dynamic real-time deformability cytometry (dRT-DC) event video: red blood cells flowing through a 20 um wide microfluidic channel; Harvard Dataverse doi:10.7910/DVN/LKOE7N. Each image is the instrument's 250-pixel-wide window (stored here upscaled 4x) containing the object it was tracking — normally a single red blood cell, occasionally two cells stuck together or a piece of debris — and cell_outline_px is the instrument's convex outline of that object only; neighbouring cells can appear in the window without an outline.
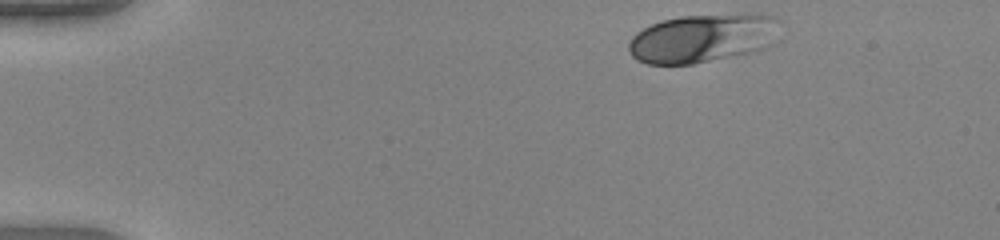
{"species": "human", "species_latin": "Homo sapiens", "temperature_condition": "warm", "stored_images_in_passage": 39, "camera_frame_rate_fps": 3000, "um_per_image_px": 0.085, "donor": {"sex": "female"}, "frame": {"image": 1, "passage_image": 1, "time_ms": 0.0, "image_size_px": [1000, 240], "cell_outline_px": [[784, 24], [780, 40], [764, 48], [748, 52], [692, 64], [648, 64], [636, 60], [628, 52], [628, 44], [632, 36], [636, 32], [652, 24], [664, 20], [680, 16], [744, 12], [760, 12], [776, 16]], "centroid_in_image_um": [59.87, 3.19], "position_along_channel_um": 25.1, "area_um2": 44.22}}
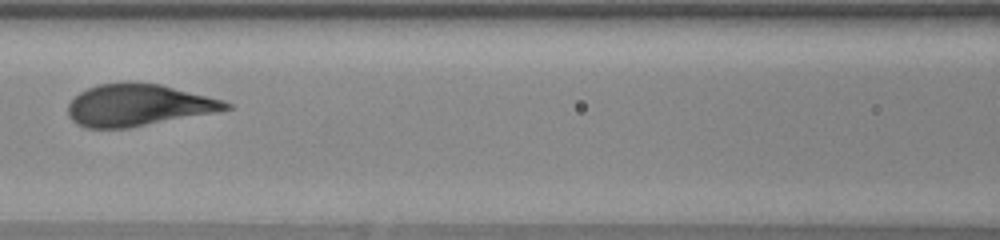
{"frame": {"image": 2, "passage_image": 17, "time_ms": 5.333, "image_size_px": [1000, 240], "cell_outline_px": [[232, 108], [216, 112], [128, 128], [84, 128], [76, 124], [68, 116], [68, 104], [80, 92], [88, 88], [100, 84], [128, 80], [160, 84], [224, 100], [232, 104]], "centroid_in_image_um": [11.73, 8.92], "position_along_channel_um": 154.9, "area_um2": 38.78}}
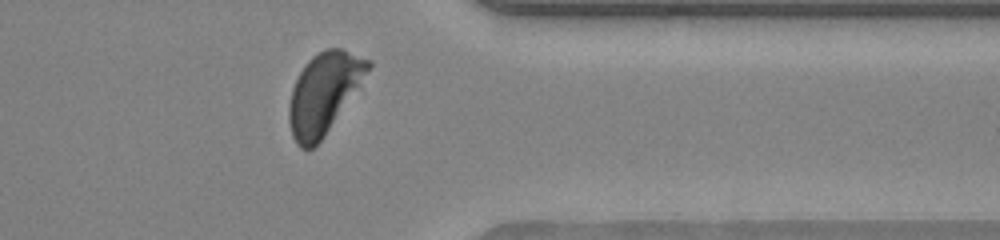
{"frame": {"image": 3, "passage_image": 34, "time_ms": 11.0, "image_size_px": [1000, 240], "cell_outline_px": [[372, 64], [324, 136], [312, 148], [300, 148], [296, 144], [292, 136], [288, 120], [288, 108], [292, 88], [300, 72], [308, 60], [312, 56], [324, 48], [340, 48], [372, 60]], "centroid_in_image_um": [27.48, 7.9], "position_along_channel_um": 383.9, "area_um2": 36.3}, "authors_computed_cell_mechanics": {"area_um2": 38.7838, "velocity_mm_per_s": 4.1504, "shape_relaxation_time_tau1_ms": 2.1357, "shape_relaxation_time_tau2_ms": null, "deformation_change_tau1": 0.1833, "deformation_change_tau2": null}}